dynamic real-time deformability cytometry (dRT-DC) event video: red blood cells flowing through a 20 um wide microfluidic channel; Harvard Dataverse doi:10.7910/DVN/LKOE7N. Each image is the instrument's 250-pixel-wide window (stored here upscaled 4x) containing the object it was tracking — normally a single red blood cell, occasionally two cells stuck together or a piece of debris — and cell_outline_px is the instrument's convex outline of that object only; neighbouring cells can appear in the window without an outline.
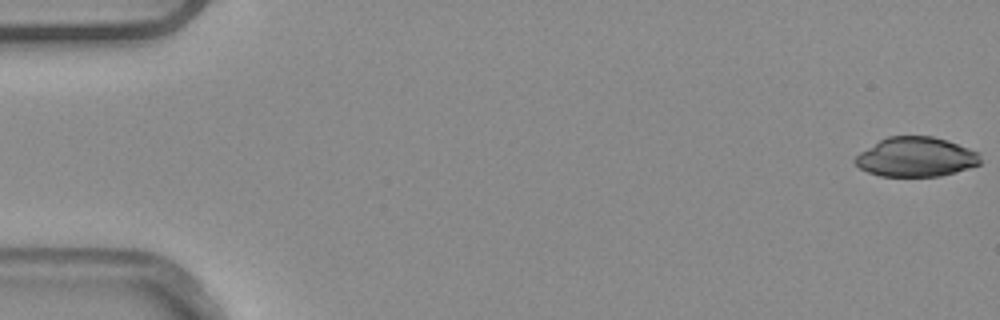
{"species": "common noctule bat (a hibernating species)", "species_latin": "Nyctalus noctula", "temperature_condition": "warm", "stored_images_in_passage": 6, "camera_frame_rate_fps": 3000, "um_per_image_px": 0.085, "animal": {"sex": "male", "body_mass_g": 20.4}, "frame": {"image": 1, "passage_image": 1, "time_ms": 0.0, "image_size_px": [1000, 320], "cell_outline_px": [[980, 164], [956, 172], [940, 176], [880, 176], [868, 172], [860, 168], [852, 160], [860, 152], [880, 140], [888, 136], [932, 136], [948, 140], [980, 152]], "centroid_in_image_um": [77.87, 13.34], "position_along_channel_um": 7.1, "area_um2": 28.9}}